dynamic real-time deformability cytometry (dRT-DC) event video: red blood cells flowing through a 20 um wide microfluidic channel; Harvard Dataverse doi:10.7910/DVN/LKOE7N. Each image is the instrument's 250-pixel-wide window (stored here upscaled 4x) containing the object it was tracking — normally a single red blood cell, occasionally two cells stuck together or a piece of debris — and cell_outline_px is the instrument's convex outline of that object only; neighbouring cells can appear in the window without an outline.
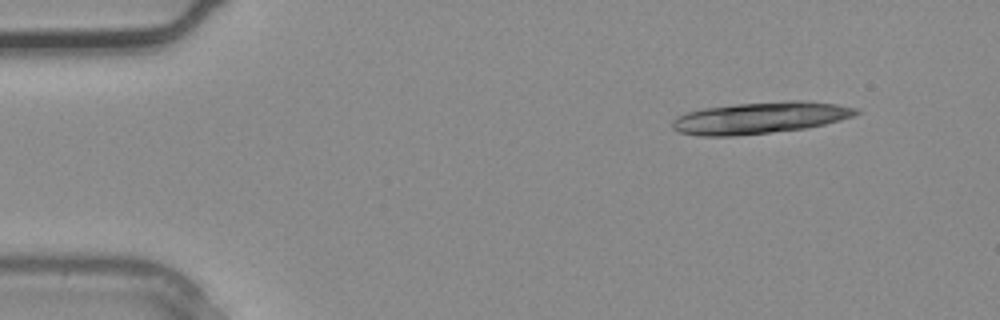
{"species": "common noctule bat (a hibernating species)", "species_latin": "Nyctalus noctula", "temperature_condition": "warm", "stored_images_in_passage": 3, "camera_frame_rate_fps": 3000, "um_per_image_px": 0.085, "animal": {"sex": "male", "body_mass_g": 20.4}, "frame": {"image": 1, "passage_image": 1, "time_ms": 0.0, "image_size_px": [1000, 320], "cell_outline_px": [[860, 112], [852, 116], [840, 120], [808, 128], [772, 132], [732, 136], [700, 136], [680, 132], [672, 128], [672, 120], [676, 116], [688, 112], [704, 108], [736, 104], [788, 100], [804, 100], [836, 104], [856, 108]], "centroid_in_image_um": [64.6, 10.01], "position_along_channel_um": 20.4, "area_um2": 33.87}}
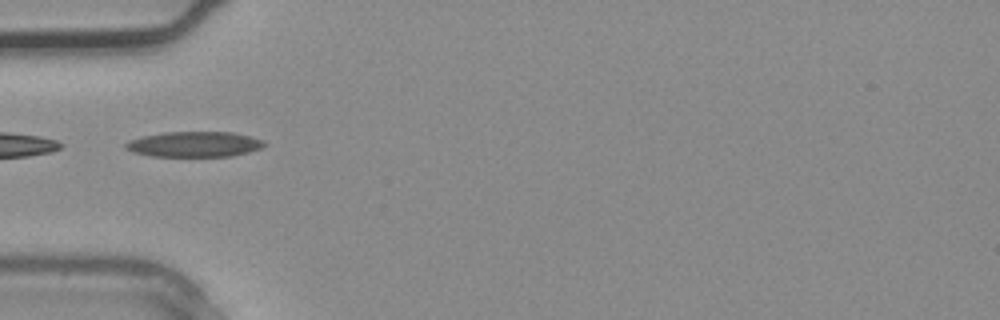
{"frame": {"image": 2, "passage_image": 3, "time_ms": 0.667, "image_size_px": [1000, 320], "cell_outline_px": [[268, 144], [260, 148], [248, 152], [232, 156], [152, 156], [132, 152], [124, 148], [124, 144], [128, 140], [144, 136], [164, 132], [232, 132], [264, 140]], "centroid_in_image_um": [16.5, 12.26], "position_along_channel_um": 68.5, "area_um2": 20.52}}